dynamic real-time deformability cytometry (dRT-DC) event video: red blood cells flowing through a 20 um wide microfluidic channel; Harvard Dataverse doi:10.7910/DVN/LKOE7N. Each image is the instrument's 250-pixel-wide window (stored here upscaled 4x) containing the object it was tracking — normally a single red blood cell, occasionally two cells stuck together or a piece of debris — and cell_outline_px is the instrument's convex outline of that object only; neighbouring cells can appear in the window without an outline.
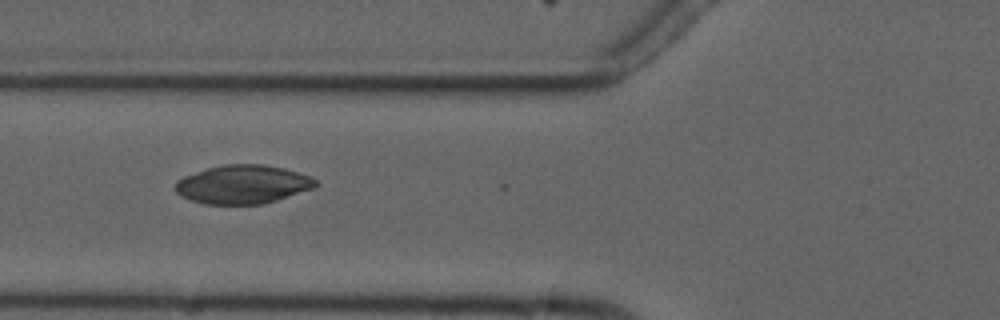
{"species": "common noctule bat (a hibernating species)", "species_latin": "Nyctalus noctula", "temperature_condition": "cold", "stored_images_in_passage": 7, "camera_frame_rate_fps": 3000, "um_per_image_px": 0.085, "animal": {"sex": "male", "forearm_length_mm": 52.5}, "frame": {"image": 1, "passage_image": 5, "time_ms": 5.667, "image_size_px": [1000, 320], "cell_outline_px": [[320, 184], [312, 188], [264, 204], [204, 204], [192, 200], [176, 192], [176, 180], [184, 176], [208, 168], [224, 164], [264, 164], [284, 168], [312, 176]], "centroid_in_image_um": [20.67, 15.66], "position_along_channel_um": 105.1, "area_um2": 31.44}}
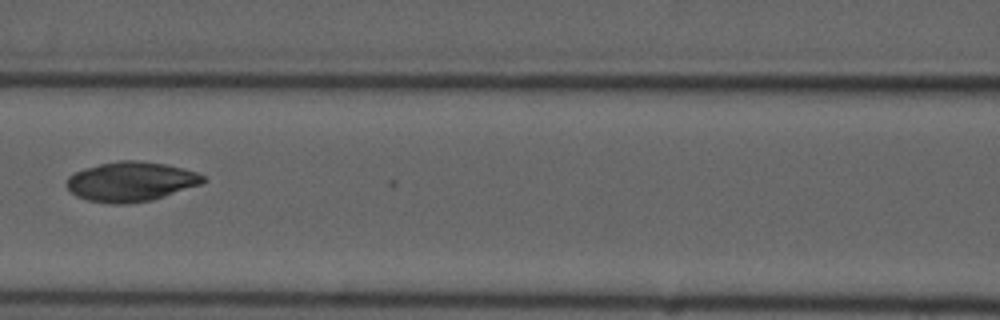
{"frame": {"image": 2, "passage_image": 6, "time_ms": 7.0, "image_size_px": [1000, 320], "cell_outline_px": [[208, 180], [200, 184], [152, 200], [128, 204], [112, 204], [88, 200], [76, 196], [64, 184], [68, 176], [84, 168], [100, 164], [120, 160], [136, 160], [164, 164], [196, 172], [204, 176]], "centroid_in_image_um": [11.09, 15.44], "position_along_channel_um": 155.5, "area_um2": 31.39}}
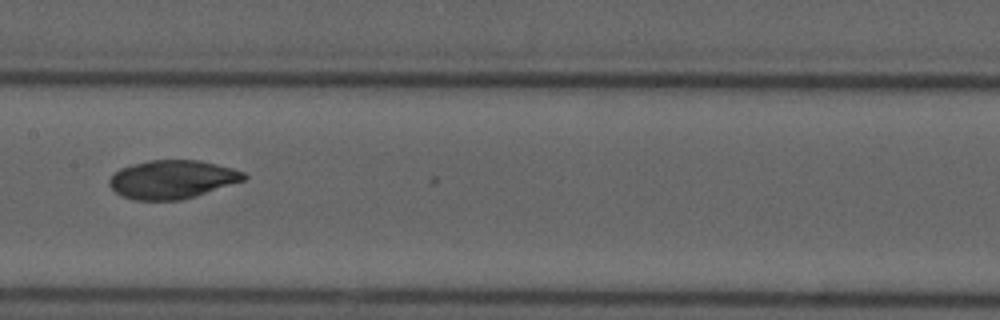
{"frame": {"image": 3, "passage_image": 7, "time_ms": 8.0, "image_size_px": [1000, 320], "cell_outline_px": [[248, 176], [244, 180], [196, 196], [180, 200], [132, 200], [120, 196], [108, 184], [108, 180], [120, 168], [132, 164], [148, 160], [200, 160], [232, 168], [244, 172]], "centroid_in_image_um": [14.62, 15.25], "position_along_channel_um": 192.8, "area_um2": 30.23}}